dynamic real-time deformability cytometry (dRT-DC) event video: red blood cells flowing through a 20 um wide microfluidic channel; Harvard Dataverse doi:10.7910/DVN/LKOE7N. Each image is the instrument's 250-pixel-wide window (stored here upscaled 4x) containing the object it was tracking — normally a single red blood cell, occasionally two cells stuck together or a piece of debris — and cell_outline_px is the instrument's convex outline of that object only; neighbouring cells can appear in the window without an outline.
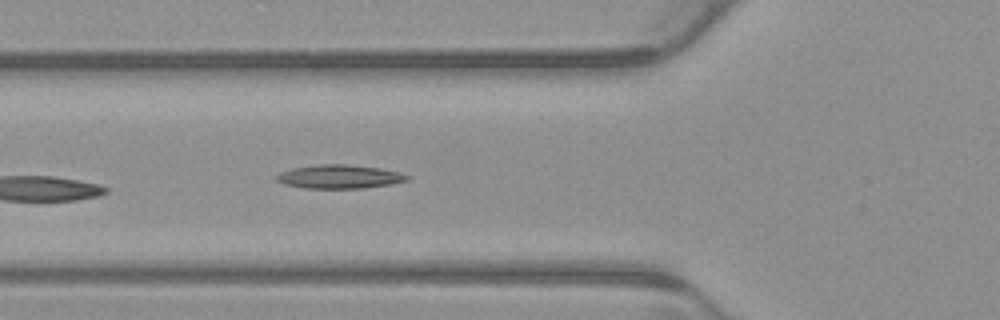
{"species": "common noctule bat (a hibernating species)", "species_latin": "Nyctalus noctula", "temperature_condition": "warm", "stored_images_in_passage": 6, "camera_frame_rate_fps": 3000, "um_per_image_px": 0.085, "animal": {"sex": "male", "body_mass_g": 23.1, "forearm_length_mm": 52.7}, "frame": {"image": 1, "passage_image": 6, "time_ms": 1.667, "image_size_px": [1000, 320], "cell_outline_px": [[412, 180], [364, 188], [304, 188], [284, 184], [276, 180], [272, 176], [280, 172], [292, 168], [320, 164], [348, 164], [380, 168], [400, 172], [412, 176]], "centroid_in_image_um": [28.86, 15.01], "position_along_channel_um": 96.9, "area_um2": 18.26}}